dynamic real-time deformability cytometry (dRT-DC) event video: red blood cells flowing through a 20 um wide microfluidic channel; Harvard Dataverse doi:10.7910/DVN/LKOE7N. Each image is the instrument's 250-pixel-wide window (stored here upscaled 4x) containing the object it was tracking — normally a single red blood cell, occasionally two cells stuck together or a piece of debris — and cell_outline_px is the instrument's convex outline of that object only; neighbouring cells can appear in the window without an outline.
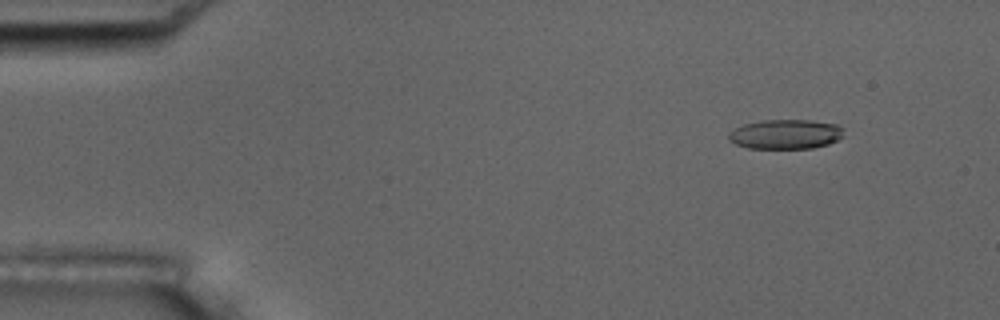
{"species": "common noctule bat (a hibernating species)", "species_latin": "Nyctalus noctula", "temperature_condition": "room temperature", "stored_images_in_passage": 52, "camera_frame_rate_fps": 3000, "um_per_image_px": 0.085, "animal": {"sex": "male", "body_mass_g": 17.5, "forearm_length_mm": 52.3}, "frame": {"image": 1, "passage_image": 3, "time_ms": 0.667, "image_size_px": [1000, 320], "cell_outline_px": [[844, 136], [828, 144], [812, 148], [748, 148], [736, 144], [728, 140], [728, 132], [744, 124], [760, 120], [812, 120], [836, 124], [844, 128]], "centroid_in_image_um": [66.78, 11.4], "position_along_channel_um": 18.2, "area_um2": 19.94}}
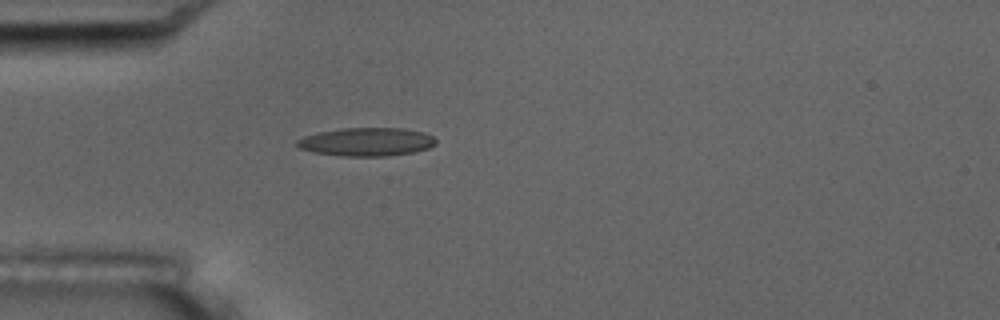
{"frame": {"image": 2, "passage_image": 13, "time_ms": 4.0, "image_size_px": [1000, 320], "cell_outline_px": [[436, 144], [428, 148], [412, 152], [384, 156], [344, 156], [312, 152], [296, 148], [292, 144], [296, 140], [304, 136], [316, 132], [340, 128], [400, 128], [424, 132], [432, 136], [436, 140]], "centroid_in_image_um": [31.07, 12.05], "position_along_channel_um": 53.9, "area_um2": 23.18}}
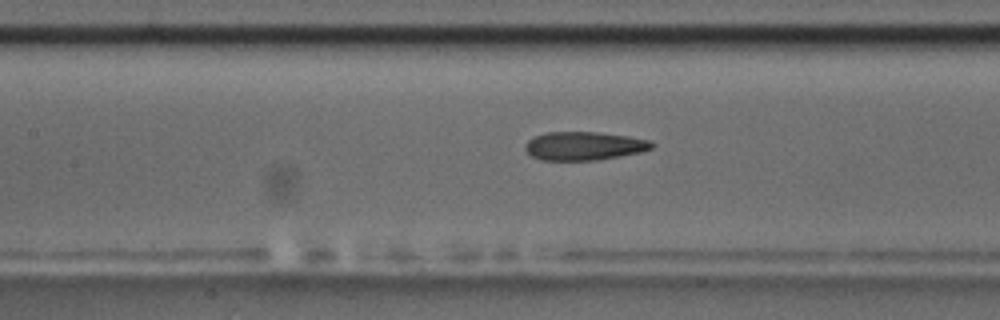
{"frame": {"image": 3, "passage_image": 22, "time_ms": 7.0, "image_size_px": [1000, 320], "cell_outline_px": [[656, 144], [652, 148], [640, 152], [600, 160], [540, 160], [532, 156], [524, 148], [524, 144], [528, 140], [544, 132], [596, 132], [628, 136], [648, 140]], "centroid_in_image_um": [49.63, 12.4], "position_along_channel_um": 157.8, "area_um2": 21.04}, "authors_computed_cell_mechanics": {"area_um2": 21.5305, "velocity_mm_per_s": 3.6936, "shape_relaxation_time_tau1_ms": null, "shape_relaxation_time_tau2_ms": 3.2617, "deformation_change_tau1": null, "deformation_change_tau2": 0.1247}}